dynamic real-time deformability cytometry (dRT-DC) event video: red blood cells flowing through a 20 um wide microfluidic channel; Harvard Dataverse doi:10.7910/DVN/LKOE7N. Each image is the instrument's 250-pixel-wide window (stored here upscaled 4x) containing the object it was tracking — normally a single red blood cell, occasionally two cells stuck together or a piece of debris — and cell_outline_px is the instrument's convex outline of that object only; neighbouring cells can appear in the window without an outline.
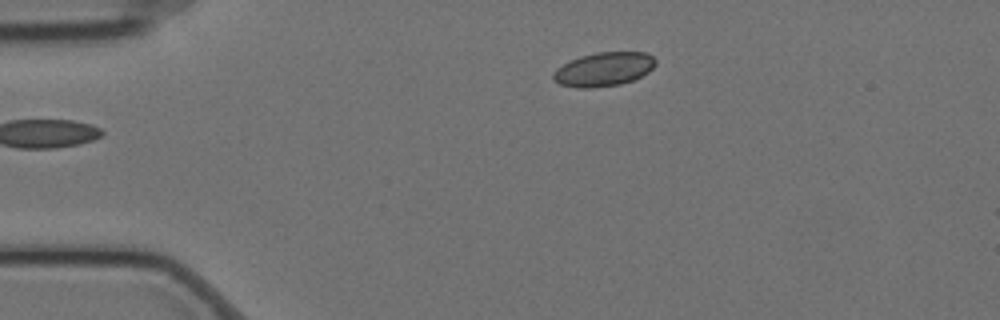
{"species": "Egyptian fruit bat (a non-hibernating species)", "species_latin": "Rousettus aegyptiacus", "temperature_condition": "cold", "stored_images_in_passage": 40, "camera_frame_rate_fps": 3000, "um_per_image_px": 0.085, "animal": {"sex": "female"}, "frame": {"image": 1, "passage_image": 1, "time_ms": 0.0, "image_size_px": [1000, 320], "cell_outline_px": [[656, 64], [648, 72], [632, 80], [620, 84], [592, 88], [576, 88], [560, 84], [552, 80], [552, 72], [556, 68], [580, 56], [596, 52], [648, 52], [656, 60]], "centroid_in_image_um": [51.3, 5.89], "position_along_channel_um": 33.7, "area_um2": 20.29}}
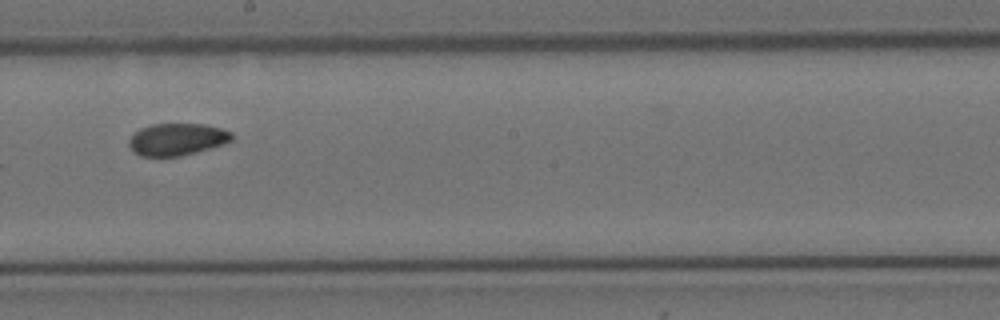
{"frame": {"image": 2, "passage_image": 22, "time_ms": 7.0, "image_size_px": [1000, 320], "cell_outline_px": [[232, 140], [224, 144], [196, 152], [180, 156], [140, 156], [128, 144], [128, 140], [140, 128], [152, 124], [204, 124], [220, 128], [232, 132]], "centroid_in_image_um": [15.06, 11.84], "position_along_channel_um": 233.1, "area_um2": 19.07}}
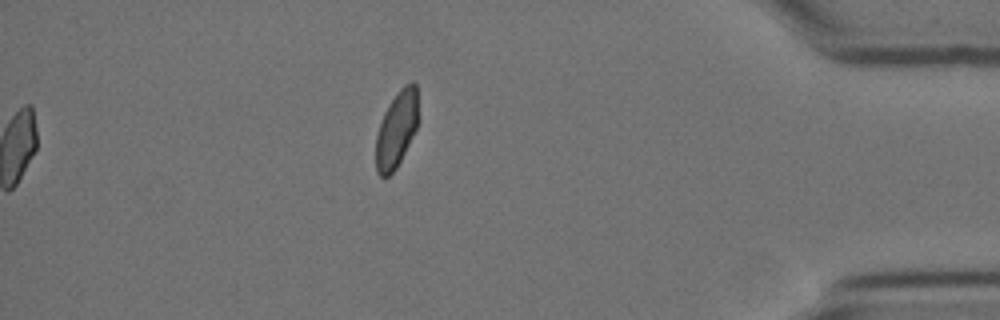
{"frame": {"image": 3, "passage_image": 40, "time_ms": 13.0, "image_size_px": [1000, 320], "cell_outline_px": [[420, 120], [396, 168], [388, 176], [380, 176], [376, 172], [376, 136], [384, 112], [388, 104], [400, 88], [404, 84], [412, 80], [416, 84]], "centroid_in_image_um": [33.73, 10.93], "position_along_channel_um": 401.5, "area_um2": 18.96}, "authors_computed_cell_mechanics": {"area_um2": 19.941, "velocity_mm_per_s": 3.4753, "shape_relaxation_time_tau1_ms": 6.1978, "shape_relaxation_time_tau2_ms": 3.6686, "deformation_change_tau1": 0.1279, "deformation_change_tau2": 0.0708}}